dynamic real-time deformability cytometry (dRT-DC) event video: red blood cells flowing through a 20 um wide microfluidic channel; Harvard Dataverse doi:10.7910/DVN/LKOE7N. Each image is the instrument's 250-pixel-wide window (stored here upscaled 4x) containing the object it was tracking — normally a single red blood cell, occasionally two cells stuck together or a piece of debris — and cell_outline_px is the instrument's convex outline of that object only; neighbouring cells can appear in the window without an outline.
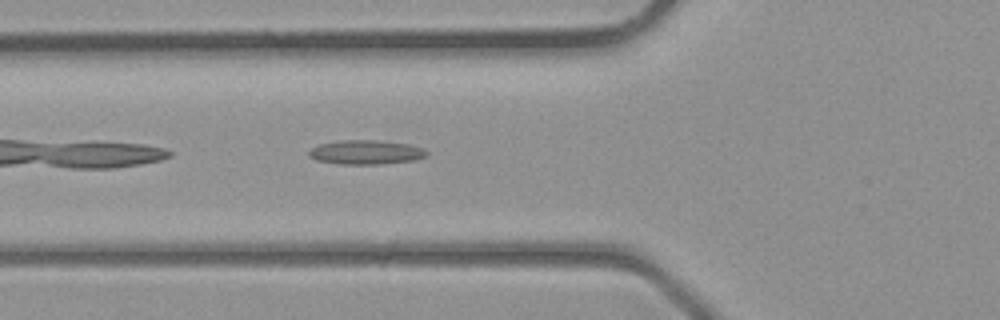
{"species": "common noctule bat (a hibernating species)", "species_latin": "Nyctalus noctula", "temperature_condition": "room temperature", "stored_images_in_passage": 28, "camera_frame_rate_fps": 3000, "um_per_image_px": 0.085, "animal": {"sex": "male", "body_mass_g": 23.1, "forearm_length_mm": 52.7}, "frame": {"image": 1, "passage_image": 2, "time_ms": 0.333, "image_size_px": [1000, 320], "cell_outline_px": [[428, 152], [424, 156], [412, 160], [380, 164], [340, 164], [316, 160], [308, 156], [308, 152], [312, 148], [320, 144], [340, 140], [380, 140], [408, 144], [420, 148]], "centroid_in_image_um": [31.04, 12.93], "position_along_channel_um": 94.8, "area_um2": 16.42}}
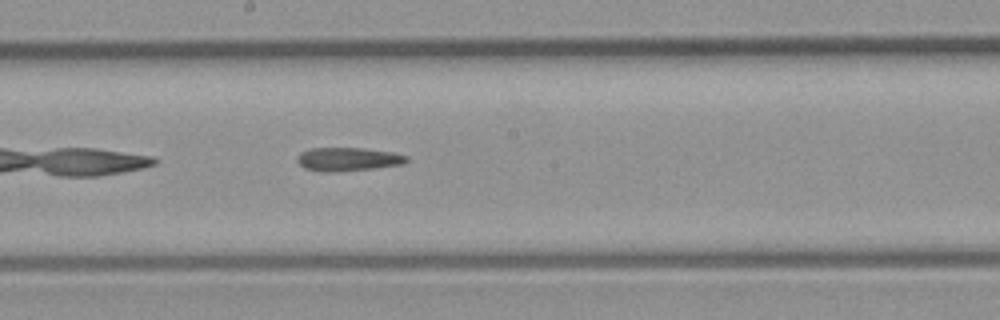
{"frame": {"image": 2, "passage_image": 9, "time_ms": 2.667, "image_size_px": [1000, 320], "cell_outline_px": [[408, 160], [400, 164], [372, 168], [332, 172], [320, 172], [304, 168], [296, 160], [296, 156], [300, 152], [312, 148], [364, 148], [392, 152], [408, 156]], "centroid_in_image_um": [29.51, 13.53], "position_along_channel_um": 218.7, "area_um2": 14.91}}
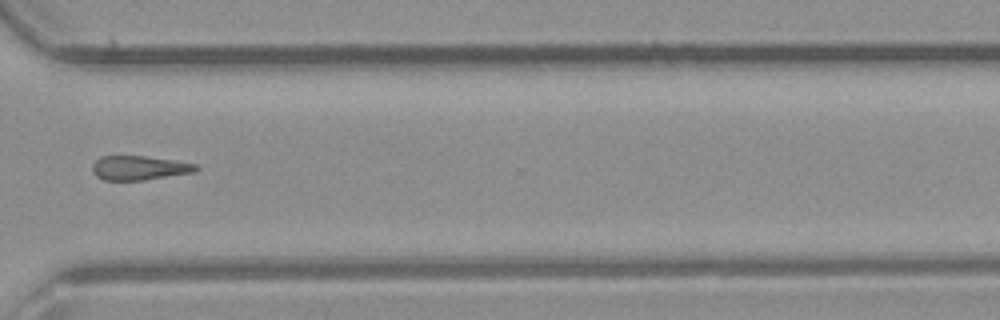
{"frame": {"image": 3, "passage_image": 17, "time_ms": 5.333, "image_size_px": [1000, 320], "cell_outline_px": [[200, 168], [196, 172], [144, 180], [104, 180], [96, 176], [92, 172], [92, 164], [100, 156], [144, 156], [172, 160], [196, 164]], "centroid_in_image_um": [11.83, 14.27], "position_along_channel_um": 358.8, "area_um2": 14.68}}